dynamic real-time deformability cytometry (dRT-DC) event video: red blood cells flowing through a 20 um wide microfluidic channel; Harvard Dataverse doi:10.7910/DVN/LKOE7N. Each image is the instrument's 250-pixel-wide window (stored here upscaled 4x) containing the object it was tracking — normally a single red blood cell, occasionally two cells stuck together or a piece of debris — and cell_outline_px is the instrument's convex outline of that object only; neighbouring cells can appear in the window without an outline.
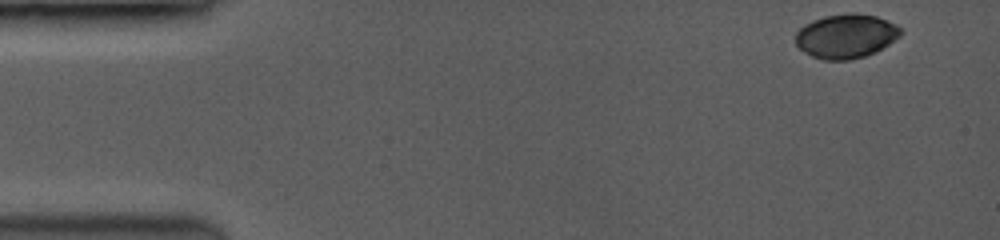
{"species": "common noctule bat (a hibernating species)", "species_latin": "Nyctalus noctula", "temperature_condition": "room temperature", "stored_images_in_passage": 8, "camera_frame_rate_fps": 3500, "um_per_image_px": 0.085, "animal": {"sex": "female", "body_mass_g": 19.0, "forearm_length_mm": 53.3}, "frame": {"image": 1, "passage_image": 1, "time_ms": 0.0, "image_size_px": [1000, 240], "cell_outline_px": [[900, 36], [888, 44], [864, 56], [848, 60], [824, 60], [812, 56], [800, 48], [796, 44], [796, 32], [800, 28], [816, 20], [828, 16], [876, 16], [900, 28]], "centroid_in_image_um": [71.87, 3.13], "position_along_channel_um": 13.1, "area_um2": 25.55}}
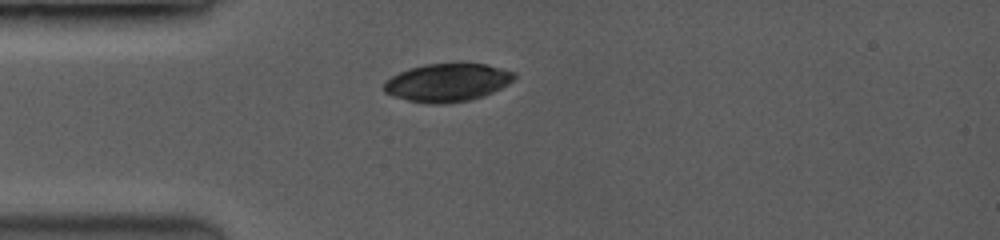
{"frame": {"image": 2, "passage_image": 8, "time_ms": 3.429, "image_size_px": [1000, 240], "cell_outline_px": [[516, 76], [512, 80], [500, 88], [492, 92], [468, 100], [440, 104], [432, 104], [408, 100], [384, 92], [384, 84], [392, 76], [400, 72], [412, 68], [428, 64], [484, 64], [512, 72]], "centroid_in_image_um": [38.0, 7.02], "position_along_channel_um": 47.0, "area_um2": 27.98}}